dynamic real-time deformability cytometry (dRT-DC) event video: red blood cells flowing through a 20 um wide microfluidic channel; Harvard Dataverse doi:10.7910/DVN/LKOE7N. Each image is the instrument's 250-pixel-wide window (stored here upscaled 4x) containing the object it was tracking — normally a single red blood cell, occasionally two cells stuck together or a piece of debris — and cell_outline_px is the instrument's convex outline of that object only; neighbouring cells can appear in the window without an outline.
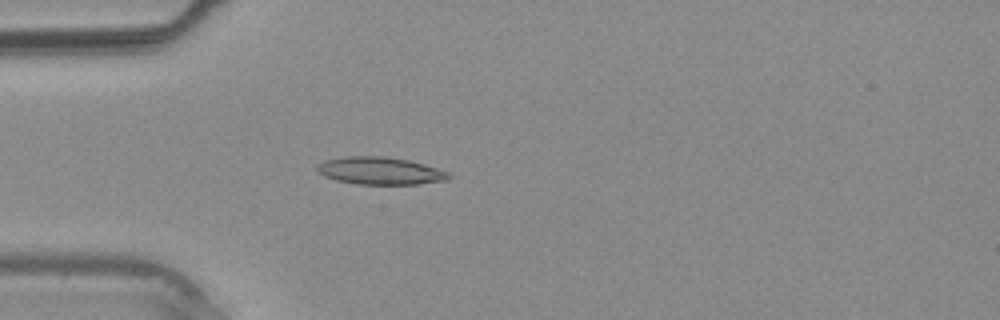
{"species": "common noctule bat (a hibernating species)", "species_latin": "Nyctalus noctula", "temperature_condition": "warm", "stored_images_in_passage": 38, "camera_frame_rate_fps": 3000, "um_per_image_px": 0.085, "animal": {"sex": "male", "body_mass_g": 20.4}, "frame": {"image": 1, "passage_image": 11, "time_ms": 3.333, "image_size_px": [1000, 320], "cell_outline_px": [[452, 176], [448, 180], [420, 184], [356, 184], [336, 180], [324, 176], [316, 172], [316, 164], [324, 160], [344, 156], [384, 156], [408, 160], [424, 164], [448, 172]], "centroid_in_image_um": [32.27, 14.52], "position_along_channel_um": 52.7, "area_um2": 21.27}}
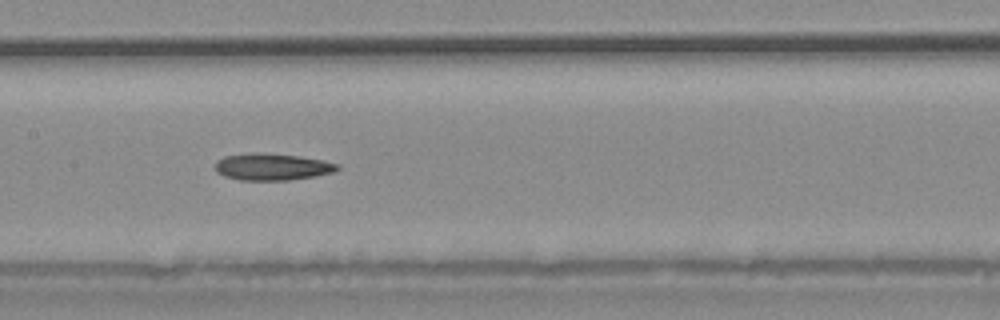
{"frame": {"image": 2, "passage_image": 19, "time_ms": 6.0, "image_size_px": [1000, 320], "cell_outline_px": [[340, 168], [336, 172], [316, 176], [288, 180], [240, 180], [224, 176], [216, 172], [216, 160], [224, 156], [300, 156], [324, 160], [340, 164]], "centroid_in_image_um": [23.24, 14.24], "position_along_channel_um": 184.2, "area_um2": 18.21}}
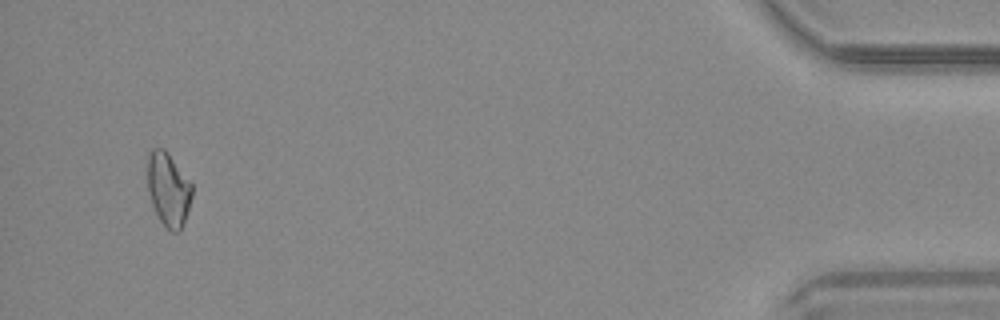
{"frame": {"image": 3, "passage_image": 37, "time_ms": 12.0, "image_size_px": [1000, 320], "cell_outline_px": [[192, 196], [180, 232], [172, 232], [160, 220], [152, 204], [148, 192], [148, 152], [152, 148], [164, 148], [192, 184]], "centroid_in_image_um": [14.3, 16.08], "position_along_channel_um": 420.9, "area_um2": 18.79}}